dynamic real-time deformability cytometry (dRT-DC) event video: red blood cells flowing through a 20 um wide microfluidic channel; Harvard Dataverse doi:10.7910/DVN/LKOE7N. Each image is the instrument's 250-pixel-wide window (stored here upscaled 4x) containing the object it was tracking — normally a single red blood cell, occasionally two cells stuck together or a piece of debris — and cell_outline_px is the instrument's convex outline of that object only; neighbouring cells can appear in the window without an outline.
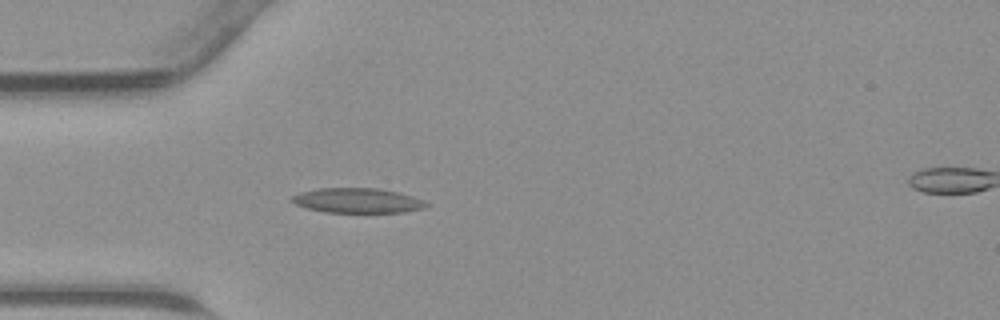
{"species": "common noctule bat (a hibernating species)", "species_latin": "Nyctalus noctula", "temperature_condition": "warm", "stored_images_in_passage": 44, "camera_frame_rate_fps": 3000, "um_per_image_px": 0.085, "animal": {"sex": "male", "body_mass_g": 23.1, "forearm_length_mm": 52.7}, "frame": {"image": 1, "passage_image": 12, "time_ms": 3.667, "image_size_px": [1000, 320], "cell_outline_px": [[428, 204], [424, 208], [404, 212], [324, 212], [308, 208], [296, 204], [292, 200], [292, 196], [300, 192], [316, 188], [380, 188], [400, 192], [424, 200]], "centroid_in_image_um": [30.41, 17.03], "position_along_channel_um": 54.6, "area_um2": 19.42}}
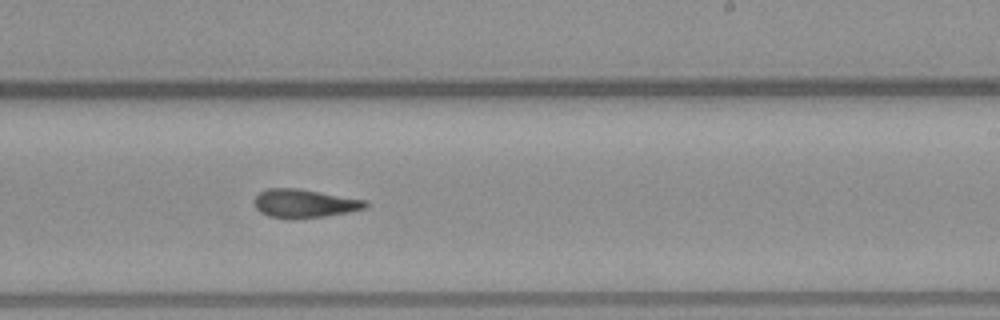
{"frame": {"image": 2, "passage_image": 26, "time_ms": 8.333, "image_size_px": [1000, 320], "cell_outline_px": [[368, 204], [364, 208], [348, 212], [324, 216], [292, 220], [268, 216], [260, 212], [256, 208], [252, 200], [260, 192], [268, 188], [296, 188], [320, 192], [364, 200]], "centroid_in_image_um": [25.79, 17.31], "position_along_channel_um": 263.2, "area_um2": 18.44}}
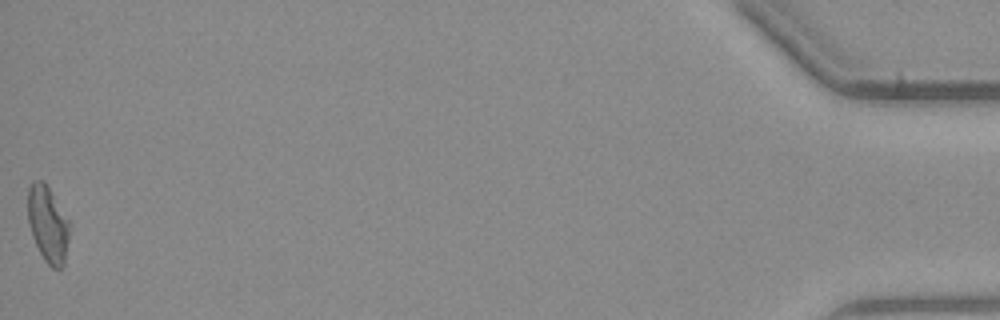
{"frame": {"image": 3, "passage_image": 44, "time_ms": 14.333, "image_size_px": [1000, 320], "cell_outline_px": [[68, 240], [64, 264], [60, 268], [52, 268], [44, 260], [32, 236], [28, 224], [28, 188], [32, 180], [44, 180], [68, 220]], "centroid_in_image_um": [4.04, 19.04], "position_along_channel_um": 431.2, "area_um2": 18.26}}